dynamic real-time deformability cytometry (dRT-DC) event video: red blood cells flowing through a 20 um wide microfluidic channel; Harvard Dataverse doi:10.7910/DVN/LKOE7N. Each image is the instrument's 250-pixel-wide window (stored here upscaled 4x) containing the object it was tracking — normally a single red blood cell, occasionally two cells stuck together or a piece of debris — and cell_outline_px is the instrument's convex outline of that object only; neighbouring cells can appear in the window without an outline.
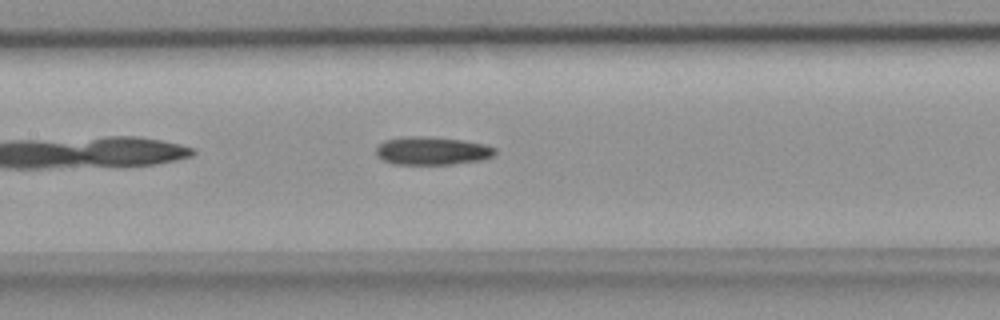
{"species": "common noctule bat (a hibernating species)", "species_latin": "Nyctalus noctula", "temperature_condition": "room temperature", "stored_images_in_passage": 36, "camera_frame_rate_fps": 3000, "um_per_image_px": 0.085, "animal": {"sex": "female", "body_mass_g": 18.4}, "frame": {"image": 1, "passage_image": 10, "time_ms": 3.0, "image_size_px": [1000, 320], "cell_outline_px": [[496, 152], [492, 156], [480, 160], [452, 164], [392, 164], [376, 156], [376, 148], [384, 140], [412, 136], [420, 136], [460, 140], [484, 144], [496, 148]], "centroid_in_image_um": [36.7, 12.83], "position_along_channel_um": 170.7, "area_um2": 19.25}}
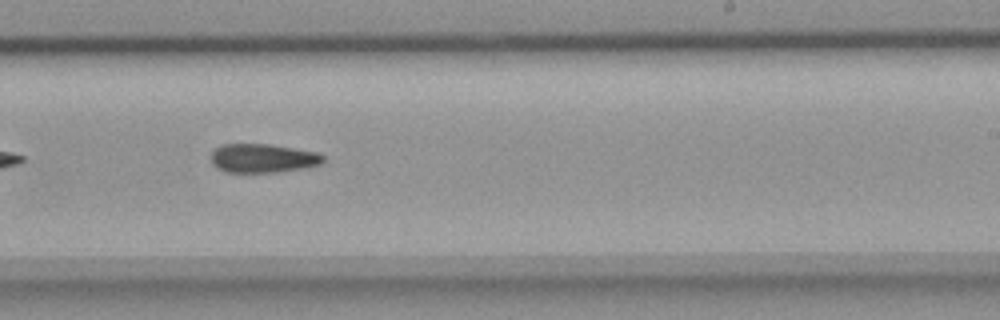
{"frame": {"image": 2, "passage_image": 17, "time_ms": 5.333, "image_size_px": [1000, 320], "cell_outline_px": [[328, 160], [320, 164], [304, 168], [276, 172], [224, 172], [216, 168], [212, 164], [212, 152], [216, 148], [224, 144], [268, 144], [316, 152], [324, 156]], "centroid_in_image_um": [22.35, 13.46], "position_along_channel_um": 266.7, "area_um2": 18.84}}
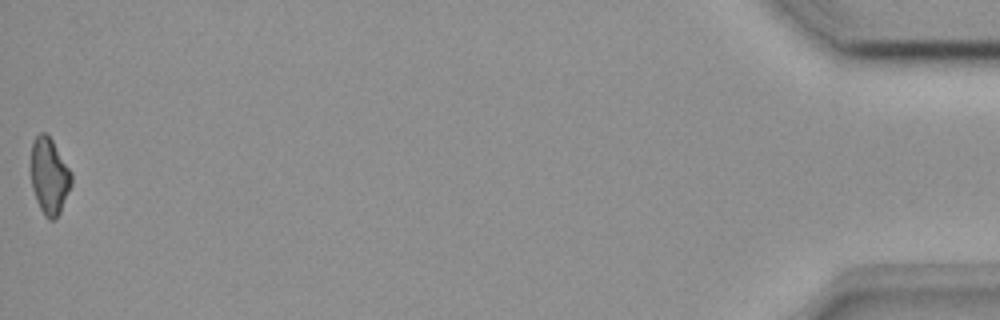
{"frame": {"image": 3, "passage_image": 36, "time_ms": 11.667, "image_size_px": [1000, 320], "cell_outline_px": [[72, 184], [60, 212], [52, 220], [48, 220], [44, 216], [36, 200], [32, 188], [28, 168], [32, 140], [40, 132], [48, 132], [72, 172]], "centroid_in_image_um": [4.15, 14.9], "position_along_channel_um": 431.1, "area_um2": 18.79}}